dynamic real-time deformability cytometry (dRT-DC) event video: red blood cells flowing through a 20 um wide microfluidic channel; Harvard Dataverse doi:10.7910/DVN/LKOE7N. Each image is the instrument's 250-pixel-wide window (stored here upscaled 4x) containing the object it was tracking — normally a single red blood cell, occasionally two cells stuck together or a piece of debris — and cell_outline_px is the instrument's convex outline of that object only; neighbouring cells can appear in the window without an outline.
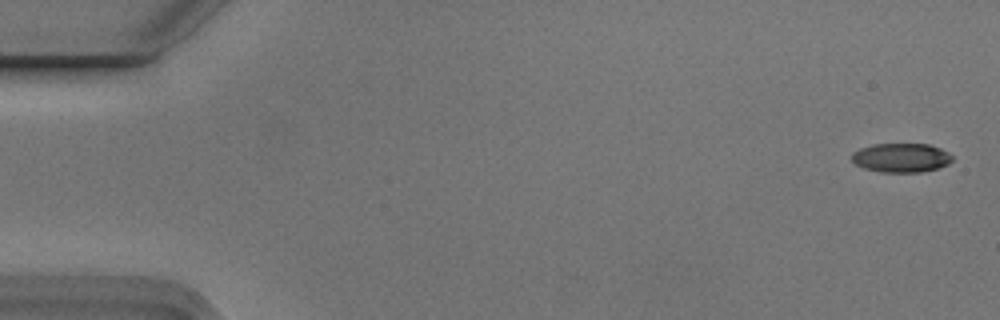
{"species": "Egyptian fruit bat (a non-hibernating species)", "species_latin": "Rousettus aegyptiacus", "temperature_condition": "cold", "stored_images_in_passage": 6, "camera_frame_rate_fps": 3000, "um_per_image_px": 0.085, "animal": {"sex": "male"}, "frame": {"image": 1, "passage_image": 1, "time_ms": 0.0, "image_size_px": [1000, 320], "cell_outline_px": [[952, 160], [948, 164], [936, 168], [920, 172], [880, 172], [864, 168], [856, 164], [852, 160], [852, 152], [860, 148], [872, 144], [928, 144], [940, 148], [948, 152], [952, 156]], "centroid_in_image_um": [76.58, 13.4], "position_along_channel_um": 8.4, "area_um2": 16.99}}
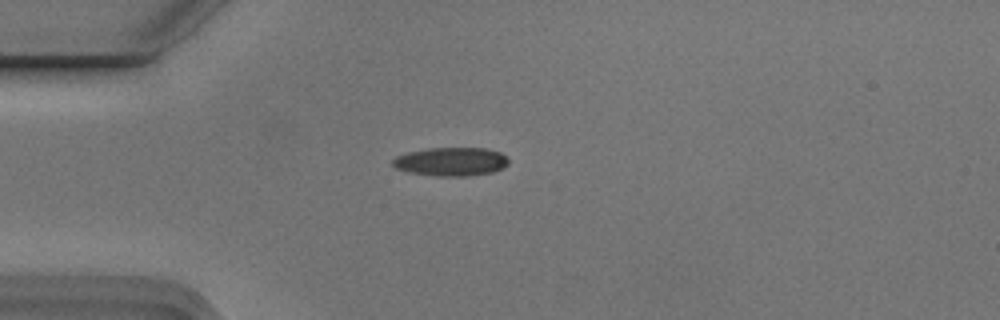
{"frame": {"image": 2, "passage_image": 5, "time_ms": 1.333, "image_size_px": [1000, 320], "cell_outline_px": [[508, 164], [492, 172], [468, 176], [436, 176], [408, 172], [396, 168], [392, 164], [392, 160], [396, 156], [408, 152], [428, 148], [488, 148], [500, 152], [508, 160]], "centroid_in_image_um": [38.31, 13.73], "position_along_channel_um": 46.7, "area_um2": 19.25}}